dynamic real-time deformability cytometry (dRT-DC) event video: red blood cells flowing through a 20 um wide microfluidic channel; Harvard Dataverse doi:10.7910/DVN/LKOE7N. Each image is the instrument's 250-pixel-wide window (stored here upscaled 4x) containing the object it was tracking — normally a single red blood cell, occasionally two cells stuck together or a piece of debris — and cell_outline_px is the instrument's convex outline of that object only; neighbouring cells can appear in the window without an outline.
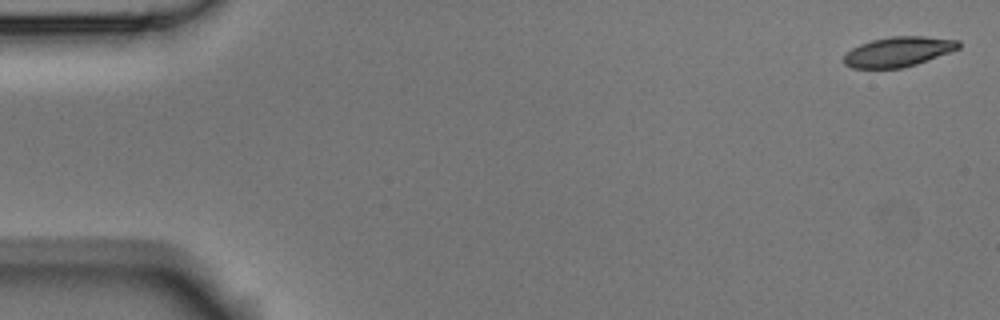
{"species": "Egyptian fruit bat (a non-hibernating species)", "species_latin": "Rousettus aegyptiacus", "temperature_condition": "room temperature", "stored_images_in_passage": 6, "camera_frame_rate_fps": 3000, "um_per_image_px": 0.085, "animal": {"sex": "male"}, "frame": {"image": 1, "passage_image": 1, "time_ms": 0.0, "image_size_px": [1000, 320], "cell_outline_px": [[960, 48], [916, 64], [900, 68], [852, 68], [844, 64], [844, 56], [852, 48], [860, 44], [872, 40], [892, 36], [924, 36], [960, 40]], "centroid_in_image_um": [76.36, 4.39], "position_along_channel_um": 8.6, "area_um2": 19.83}}
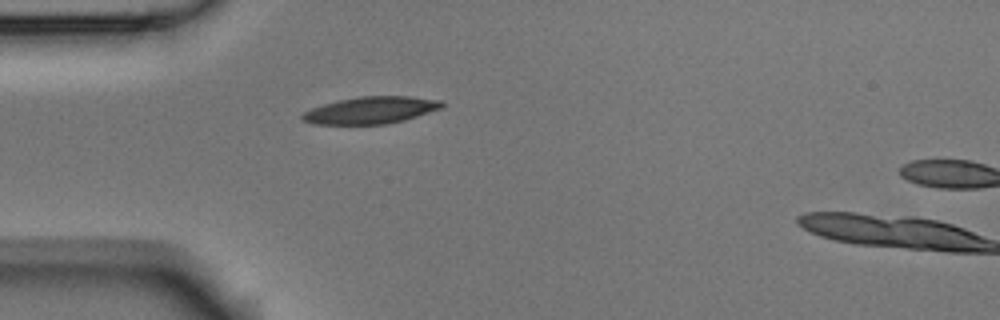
{"frame": {"image": 2, "passage_image": 5, "time_ms": 1.333, "image_size_px": [1000, 320], "cell_outline_px": [[444, 104], [440, 108], [404, 120], [384, 124], [312, 124], [300, 120], [300, 116], [304, 112], [312, 108], [324, 104], [340, 100], [360, 96], [408, 96], [440, 100]], "centroid_in_image_um": [31.47, 9.37], "position_along_channel_um": 53.5, "area_um2": 21.73}}